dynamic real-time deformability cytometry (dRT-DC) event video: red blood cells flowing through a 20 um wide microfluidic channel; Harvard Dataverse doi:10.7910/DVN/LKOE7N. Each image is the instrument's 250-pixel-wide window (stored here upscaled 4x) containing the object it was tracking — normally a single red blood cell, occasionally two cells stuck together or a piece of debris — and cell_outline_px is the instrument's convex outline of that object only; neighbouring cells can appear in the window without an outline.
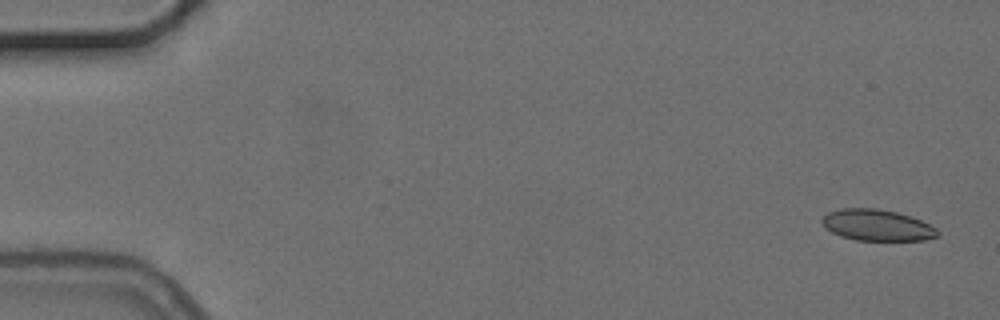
{"species": "common noctule bat (a hibernating species)", "species_latin": "Nyctalus noctula", "temperature_condition": "cold", "stored_images_in_passage": 4, "camera_frame_rate_fps": 3000, "um_per_image_px": 0.085, "animal": {"sex": "female", "body_mass_g": 24.6, "forearm_length_mm": 56.2}, "frame": {"image": 1, "passage_image": 1, "time_ms": 0.0, "image_size_px": [1000, 320], "cell_outline_px": [[940, 236], [924, 240], [856, 240], [840, 236], [824, 228], [820, 220], [828, 212], [840, 208], [876, 208], [896, 212], [920, 220], [936, 228], [940, 232]], "centroid_in_image_um": [74.52, 19.14], "position_along_channel_um": 10.5, "area_um2": 21.1}}
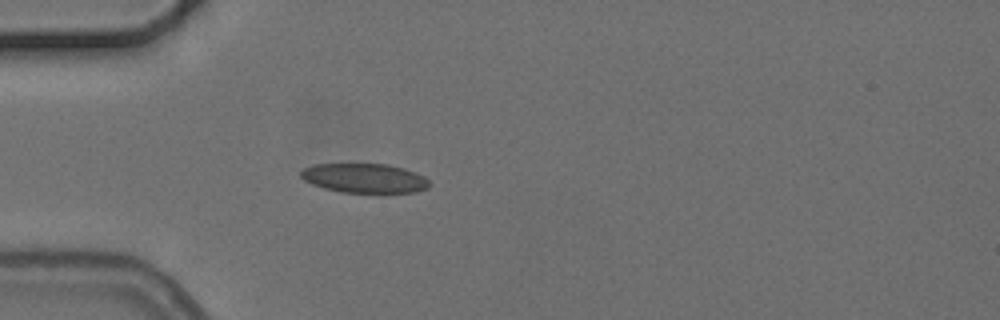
{"frame": {"image": 2, "passage_image": 4, "time_ms": 4.667, "image_size_px": [1000, 320], "cell_outline_px": [[432, 184], [428, 188], [416, 192], [340, 192], [324, 188], [312, 184], [304, 180], [300, 176], [300, 172], [304, 168], [316, 164], [388, 164], [404, 168], [416, 172], [424, 176]], "centroid_in_image_um": [31.01, 15.14], "position_along_channel_um": 54.0, "area_um2": 22.02}}